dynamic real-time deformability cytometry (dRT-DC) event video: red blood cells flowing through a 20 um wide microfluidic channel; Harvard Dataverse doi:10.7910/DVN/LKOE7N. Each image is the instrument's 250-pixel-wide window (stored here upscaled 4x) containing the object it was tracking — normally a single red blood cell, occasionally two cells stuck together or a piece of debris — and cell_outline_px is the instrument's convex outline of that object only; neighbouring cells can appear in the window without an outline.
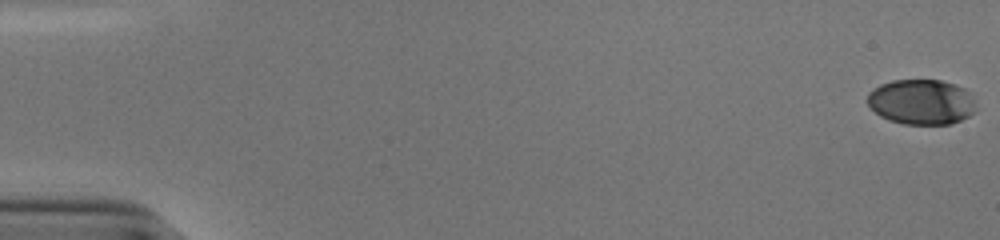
{"species": "human", "species_latin": "Homo sapiens", "temperature_condition": "cold", "stored_images_in_passage": 55, "camera_frame_rate_fps": 3000, "um_per_image_px": 0.085, "donor": {"sex": "male"}, "frame": {"image": 1, "passage_image": 1, "time_ms": 0.0, "image_size_px": [1000, 240], "cell_outline_px": [[976, 108], [968, 116], [952, 124], [904, 124], [888, 120], [880, 116], [868, 104], [868, 92], [872, 88], [880, 84], [892, 80], [940, 80], [956, 84], [964, 88], [976, 100]], "centroid_in_image_um": [78.32, 8.66], "position_along_channel_um": 6.7, "area_um2": 28.78}}
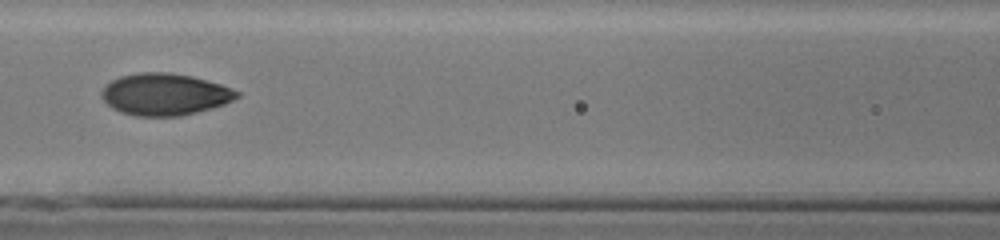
{"frame": {"image": 2, "passage_image": 26, "time_ms": 8.333, "image_size_px": [1000, 240], "cell_outline_px": [[240, 96], [224, 104], [212, 108], [180, 116], [136, 116], [120, 112], [112, 108], [100, 96], [100, 92], [112, 80], [120, 76], [140, 72], [168, 72], [192, 76], [220, 84], [240, 92]], "centroid_in_image_um": [14.0, 8.02], "position_along_channel_um": 152.6, "area_um2": 32.95}}
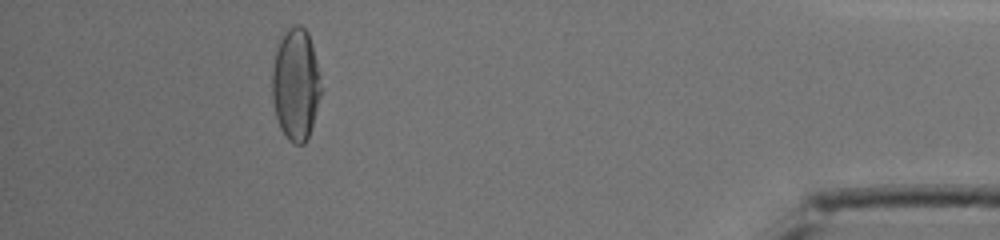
{"frame": {"image": 3, "passage_image": 50, "time_ms": 16.333, "image_size_px": [1000, 240], "cell_outline_px": [[320, 96], [312, 124], [308, 136], [304, 144], [296, 144], [288, 140], [280, 128], [276, 116], [272, 96], [272, 68], [276, 48], [284, 32], [288, 28], [296, 24], [300, 24], [308, 32], [312, 44], [320, 76]], "centroid_in_image_um": [25.12, 7.14], "position_along_channel_um": 410.1, "area_um2": 31.79}, "authors_computed_cell_mechanics": {"area_um2": 31.8478, "velocity_mm_per_s": 3.8652, "shape_relaxation_time_tau1_ms": 4.4524, "shape_relaxation_time_tau2_ms": 0.8613, "deformation_change_tau1": 0.198, "deformation_change_tau2": 0.0469}}